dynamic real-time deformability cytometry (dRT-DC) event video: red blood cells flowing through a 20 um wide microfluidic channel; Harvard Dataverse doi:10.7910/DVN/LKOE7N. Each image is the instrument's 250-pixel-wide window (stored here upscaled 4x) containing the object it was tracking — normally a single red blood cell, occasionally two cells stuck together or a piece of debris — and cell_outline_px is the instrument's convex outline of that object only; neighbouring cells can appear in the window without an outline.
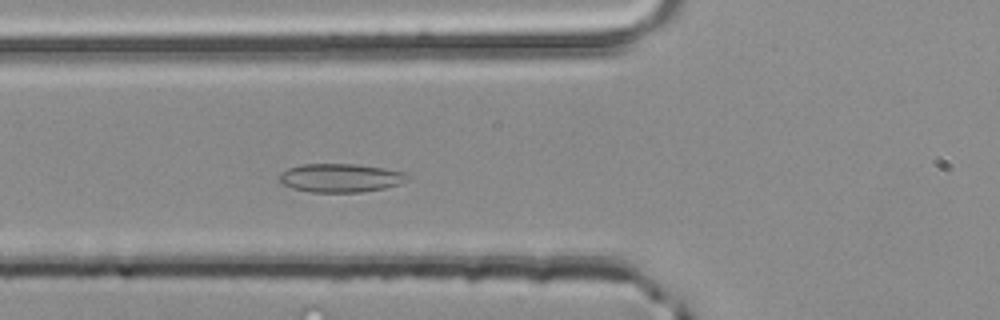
{"species": "common noctule bat (a hibernating species)", "species_latin": "Nyctalus noctula", "temperature_condition": "room temperature", "stored_images_in_passage": 40, "camera_frame_rate_fps": 3000, "um_per_image_px": 0.085, "animal": {"sex": "male", "body_mass_g": 20.4}, "frame": {"image": 1, "passage_image": 8, "time_ms": 2.333, "image_size_px": [1000, 320], "cell_outline_px": [[412, 176], [400, 184], [384, 188], [360, 192], [308, 192], [292, 188], [284, 184], [280, 180], [280, 172], [288, 168], [300, 164], [356, 164], [384, 168], [404, 172]], "centroid_in_image_um": [28.95, 15.12], "position_along_channel_um": 96.8, "area_um2": 21.39}}
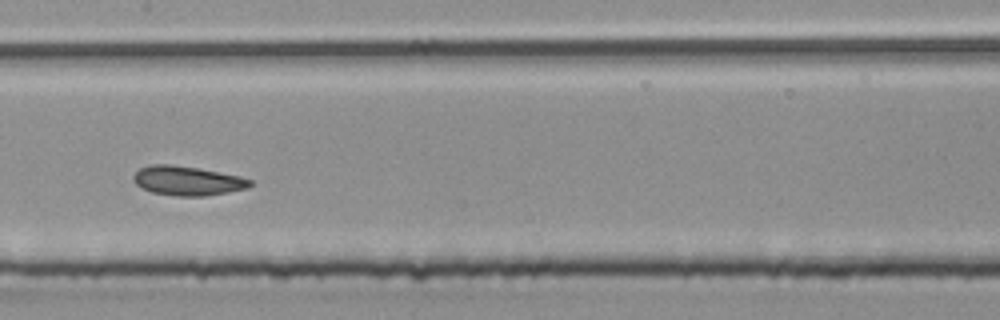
{"frame": {"image": 2, "passage_image": 15, "time_ms": 4.667, "image_size_px": [1000, 320], "cell_outline_px": [[252, 184], [248, 188], [228, 192], [204, 196], [176, 196], [152, 192], [136, 184], [132, 180], [132, 176], [140, 168], [152, 164], [172, 164], [200, 168], [240, 176], [252, 180]], "centroid_in_image_um": [15.94, 15.35], "position_along_channel_um": 191.5, "area_um2": 20.0}}
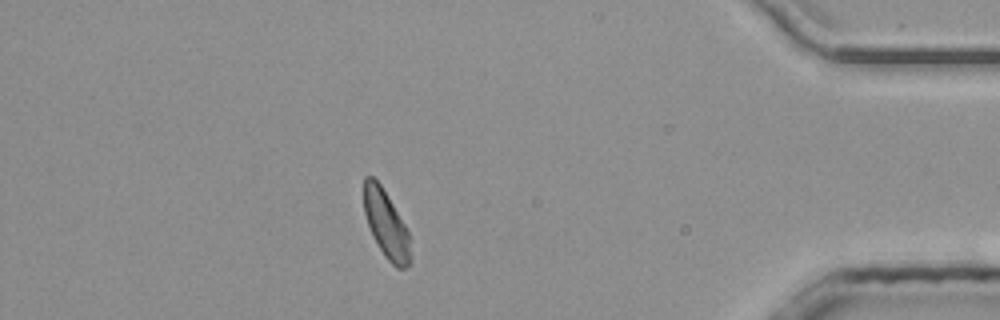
{"frame": {"image": 3, "passage_image": 34, "time_ms": 11.0, "image_size_px": [1000, 320], "cell_outline_px": [[412, 260], [404, 268], [396, 268], [384, 256], [372, 236], [364, 212], [364, 176], [372, 176], [380, 184], [404, 224], [408, 232]], "centroid_in_image_um": [32.82, 19.1], "position_along_channel_um": 402.4, "area_um2": 18.09}, "authors_computed_cell_mechanics": {"area_um2": 19.1896, "velocity_mm_per_s": 4.0426, "shape_relaxation_time_tau1_ms": null, "shape_relaxation_time_tau2_ms": 1.7503, "deformation_change_tau1": null, "deformation_change_tau2": 0.0756}}